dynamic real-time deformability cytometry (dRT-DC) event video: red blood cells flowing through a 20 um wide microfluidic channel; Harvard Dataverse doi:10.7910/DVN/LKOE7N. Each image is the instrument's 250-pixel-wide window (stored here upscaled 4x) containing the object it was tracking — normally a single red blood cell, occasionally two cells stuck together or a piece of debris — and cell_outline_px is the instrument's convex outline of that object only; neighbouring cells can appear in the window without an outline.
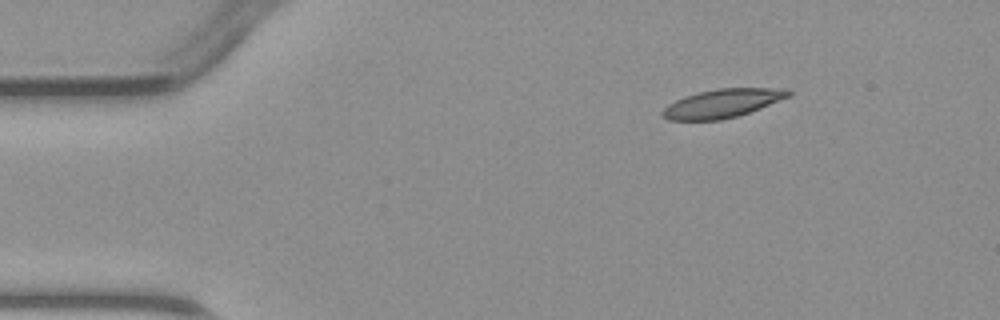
{"species": "common noctule bat (a hibernating species)", "species_latin": "Nyctalus noctula", "temperature_condition": "warm", "stored_images_in_passage": 2, "camera_frame_rate_fps": 3000, "um_per_image_px": 0.085, "animal": {"sex": "male", "body_mass_g": 23.1, "forearm_length_mm": 52.7}, "frame": {"image": 1, "passage_image": 1, "time_ms": 0.0, "image_size_px": [1000, 320], "cell_outline_px": [[792, 96], [760, 108], [736, 116], [720, 120], [668, 120], [660, 112], [668, 104], [684, 96], [696, 92], [716, 88], [788, 88], [792, 92]], "centroid_in_image_um": [61.43, 8.77], "position_along_channel_um": 23.6, "area_um2": 21.1}}